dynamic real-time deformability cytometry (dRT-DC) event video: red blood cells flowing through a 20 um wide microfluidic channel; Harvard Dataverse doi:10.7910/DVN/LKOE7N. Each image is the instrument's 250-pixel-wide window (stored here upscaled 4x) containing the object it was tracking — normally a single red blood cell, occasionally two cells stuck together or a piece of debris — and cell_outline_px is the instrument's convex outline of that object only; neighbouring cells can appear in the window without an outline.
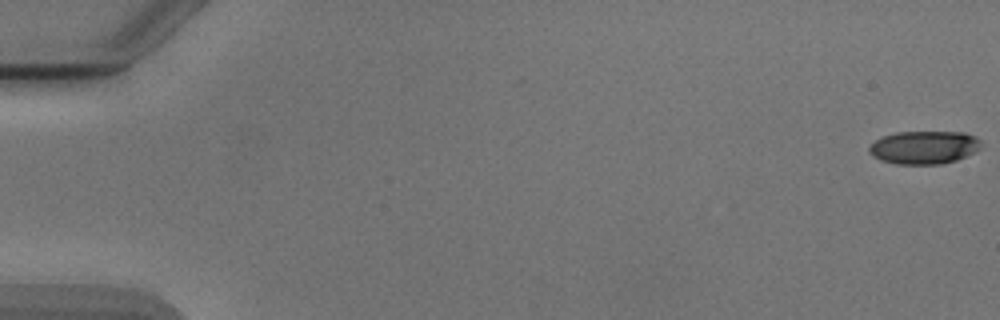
{"species": "Egyptian fruit bat (a non-hibernating species)", "species_latin": "Rousettus aegyptiacus", "temperature_condition": "cold", "stored_images_in_passage": 54, "camera_frame_rate_fps": 3000, "um_per_image_px": 0.085, "animal": {"sex": "male"}, "frame": {"image": 1, "passage_image": 1, "time_ms": 0.0, "image_size_px": [1000, 320], "cell_outline_px": [[980, 148], [956, 160], [940, 164], [896, 164], [880, 160], [872, 156], [868, 152], [868, 148], [876, 140], [884, 136], [896, 132], [964, 132], [976, 136], [980, 140]], "centroid_in_image_um": [78.52, 12.53], "position_along_channel_um": 6.5, "area_um2": 21.5}}
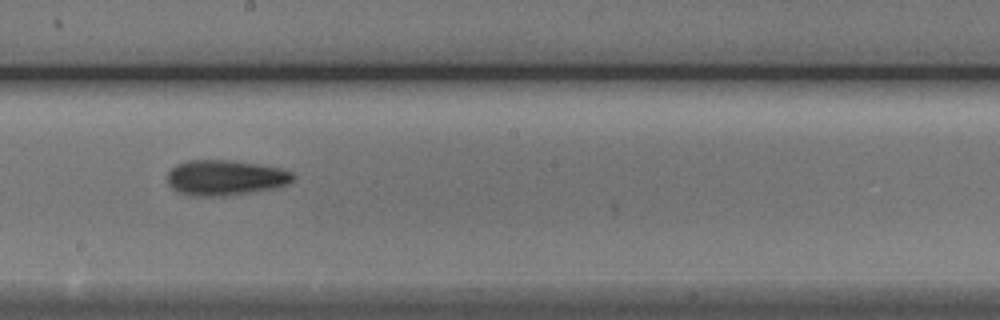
{"frame": {"image": 2, "passage_image": 31, "time_ms": 10.0, "image_size_px": [1000, 320], "cell_outline_px": [[296, 176], [288, 184], [276, 188], [252, 192], [220, 196], [192, 196], [180, 192], [172, 188], [168, 184], [168, 172], [176, 164], [188, 160], [232, 160], [280, 168], [292, 172]], "centroid_in_image_um": [19.15, 15.1], "position_along_channel_um": 229.0, "area_um2": 25.89}}
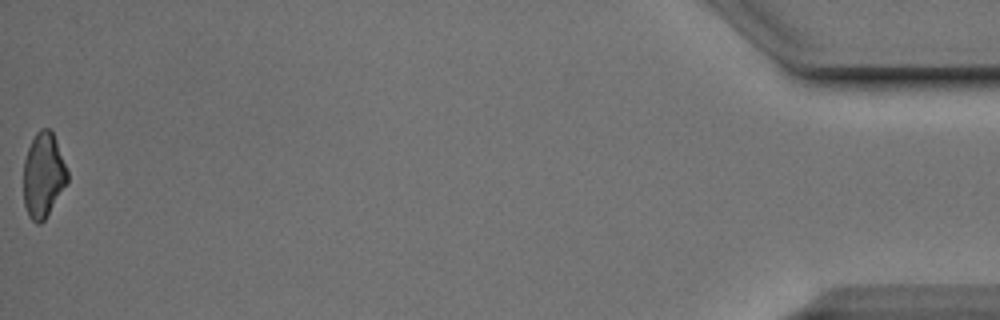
{"frame": {"image": 3, "passage_image": 54, "time_ms": 17.667, "image_size_px": [1000, 320], "cell_outline_px": [[68, 180], [44, 220], [40, 224], [36, 224], [28, 216], [24, 204], [24, 160], [28, 148], [36, 132], [40, 128], [48, 128], [52, 132], [56, 140], [68, 172]], "centroid_in_image_um": [3.67, 14.89], "position_along_channel_um": 431.5, "area_um2": 21.44}, "authors_computed_cell_mechanics": {"area_um2": 23.409, "velocity_mm_per_s": 3.8963, "shape_relaxation_time_tau1_ms": 3.965, "shape_relaxation_time_tau2_ms": 2.6327, "deformation_change_tau1": 0.1319, "deformation_change_tau2": 0.1116}}